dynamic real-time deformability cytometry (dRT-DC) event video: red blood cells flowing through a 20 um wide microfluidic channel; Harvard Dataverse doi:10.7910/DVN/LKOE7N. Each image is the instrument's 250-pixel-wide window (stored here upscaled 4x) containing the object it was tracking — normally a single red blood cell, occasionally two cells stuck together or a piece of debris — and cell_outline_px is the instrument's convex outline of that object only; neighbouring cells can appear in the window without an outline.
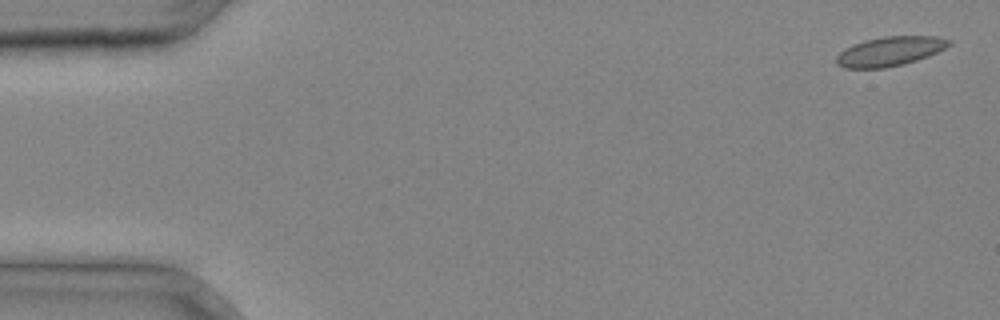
{"species": "common noctule bat (a hibernating species)", "species_latin": "Nyctalus noctula", "temperature_condition": "cold", "stored_images_in_passage": 34, "camera_frame_rate_fps": 3000, "um_per_image_px": 0.085, "animal": {"sex": "male", "body_mass_g": 20.4}, "frame": {"image": 1, "passage_image": 1, "time_ms": 0.0, "image_size_px": [1000, 320], "cell_outline_px": [[952, 44], [928, 56], [904, 64], [884, 68], [844, 68], [836, 64], [836, 56], [844, 48], [852, 44], [864, 40], [884, 36], [936, 36], [952, 40]], "centroid_in_image_um": [75.62, 4.35], "position_along_channel_um": 9.4, "area_um2": 19.36}}
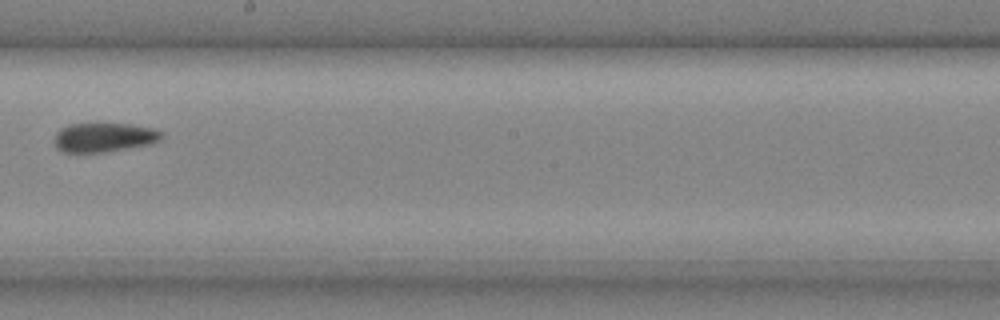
{"frame": {"image": 2, "passage_image": 22, "time_ms": 7.0, "image_size_px": [1000, 320], "cell_outline_px": [[164, 136], [160, 140], [152, 144], [104, 152], [64, 152], [56, 148], [56, 132], [60, 128], [68, 124], [128, 124], [152, 128], [164, 132]], "centroid_in_image_um": [8.88, 11.68], "position_along_channel_um": 239.3, "area_um2": 18.21}}
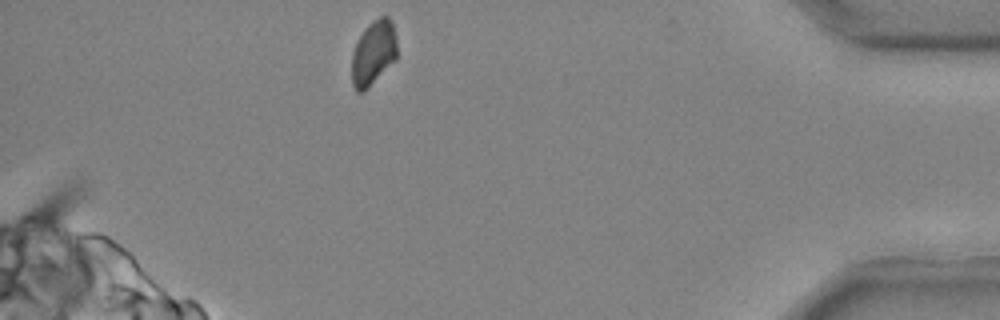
{"frame": {"image": 3, "passage_image": 34, "time_ms": 11.0, "image_size_px": [1000, 320], "cell_outline_px": [[396, 60], [364, 92], [356, 92], [352, 84], [352, 52], [364, 28], [372, 20], [380, 16], [388, 16], [392, 24], [396, 36]], "centroid_in_image_um": [31.73, 4.51], "position_along_channel_um": 403.5, "area_um2": 17.17}}